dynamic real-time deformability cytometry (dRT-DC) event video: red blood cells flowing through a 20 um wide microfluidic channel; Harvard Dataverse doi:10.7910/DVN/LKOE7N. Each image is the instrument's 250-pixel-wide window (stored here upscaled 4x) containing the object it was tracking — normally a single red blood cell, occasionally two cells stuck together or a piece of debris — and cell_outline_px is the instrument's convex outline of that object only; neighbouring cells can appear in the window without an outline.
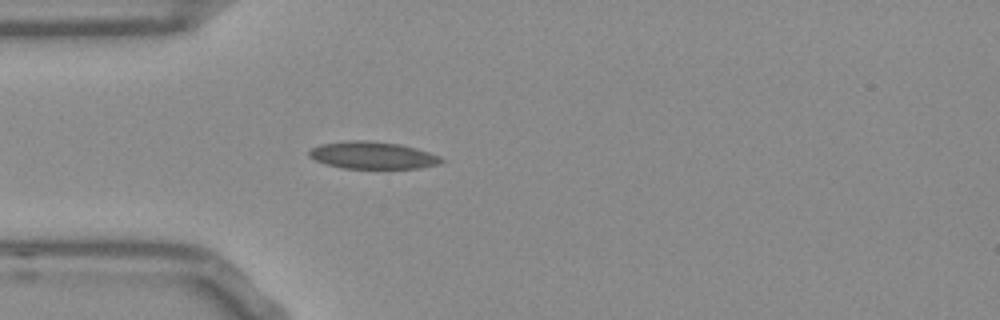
{"species": "Egyptian fruit bat (a non-hibernating species)", "species_latin": "Rousettus aegyptiacus", "temperature_condition": "room temperature", "stored_images_in_passage": 4, "camera_frame_rate_fps": 3000, "um_per_image_px": 0.085, "frame": {"image": 1, "passage_image": 1, "time_ms": 0.0, "image_size_px": [1000, 320], "cell_outline_px": [[444, 160], [440, 164], [416, 168], [344, 168], [324, 164], [308, 156], [308, 152], [312, 148], [320, 144], [348, 140], [368, 140], [400, 144], [416, 148], [440, 156]], "centroid_in_image_um": [31.65, 13.19], "position_along_channel_um": 53.3, "area_um2": 20.98}}